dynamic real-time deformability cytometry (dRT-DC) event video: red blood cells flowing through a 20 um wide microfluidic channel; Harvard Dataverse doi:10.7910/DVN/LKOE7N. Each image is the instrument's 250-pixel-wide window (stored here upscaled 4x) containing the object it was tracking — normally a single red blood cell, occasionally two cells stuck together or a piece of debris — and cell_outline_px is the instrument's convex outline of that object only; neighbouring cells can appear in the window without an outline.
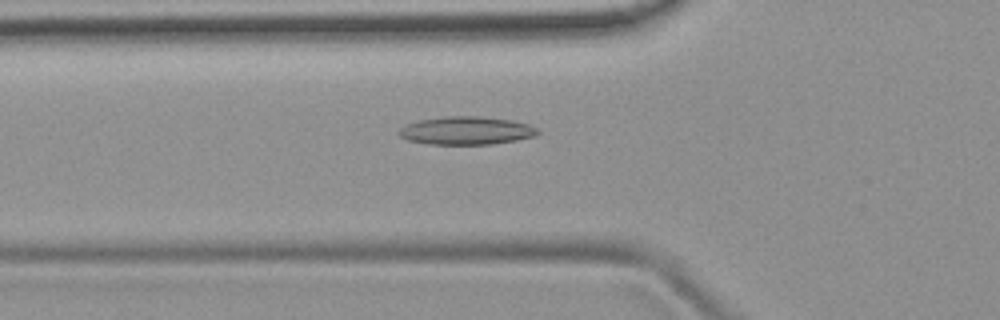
{"species": "common noctule bat (a hibernating species)", "species_latin": "Nyctalus noctula", "temperature_condition": "room temperature", "stored_images_in_passage": 39, "camera_frame_rate_fps": 3000, "um_per_image_px": 0.085, "animal": {"sex": "female", "body_mass_g": 19.9}, "frame": {"image": 1, "passage_image": 6, "time_ms": 1.667, "image_size_px": [1000, 320], "cell_outline_px": [[540, 132], [536, 136], [516, 140], [492, 144], [428, 144], [408, 140], [400, 136], [400, 128], [416, 120], [444, 116], [480, 116], [512, 120], [528, 124], [536, 128]], "centroid_in_image_um": [39.65, 11.09], "position_along_channel_um": 86.1, "area_um2": 22.72}}
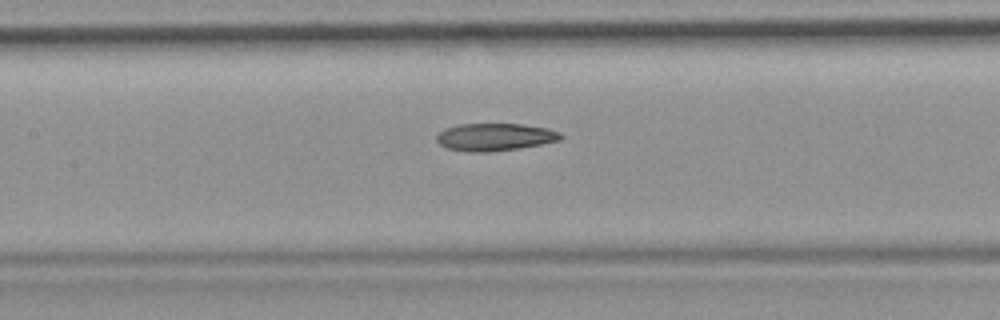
{"frame": {"image": 2, "passage_image": 12, "time_ms": 3.667, "image_size_px": [1000, 320], "cell_outline_px": [[564, 136], [560, 140], [520, 148], [488, 152], [472, 152], [448, 148], [440, 144], [436, 140], [436, 136], [444, 128], [456, 124], [524, 124], [548, 128], [560, 132]], "centroid_in_image_um": [42.07, 11.63], "position_along_channel_um": 165.3, "area_um2": 19.94}}
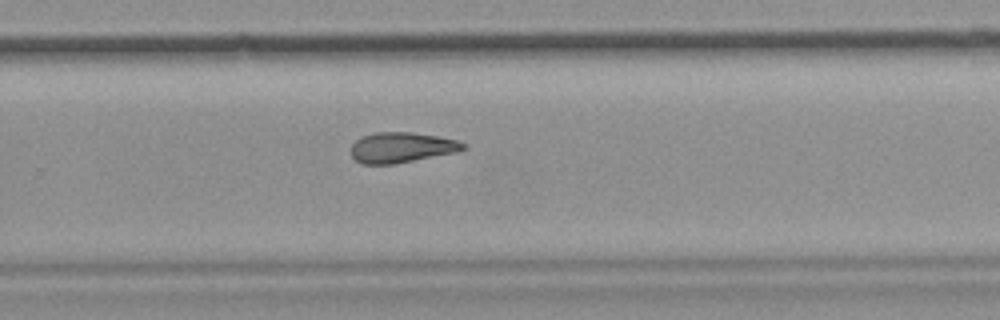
{"frame": {"image": 3, "passage_image": 22, "time_ms": 7.0, "image_size_px": [1000, 320], "cell_outline_px": [[468, 148], [456, 152], [396, 164], [360, 164], [352, 156], [352, 144], [360, 136], [376, 132], [412, 132], [436, 136], [456, 140], [468, 144]], "centroid_in_image_um": [34.14, 12.53], "position_along_channel_um": 295.7, "area_um2": 20.0}, "authors_computed_cell_mechanics": {"area_um2": 20.3456, "velocity_mm_per_s": 3.9247, "shape_relaxation_time_tau1_ms": null, "shape_relaxation_time_tau2_ms": 7.7648, "deformation_change_tau1": null, "deformation_change_tau2": 0.1808}}